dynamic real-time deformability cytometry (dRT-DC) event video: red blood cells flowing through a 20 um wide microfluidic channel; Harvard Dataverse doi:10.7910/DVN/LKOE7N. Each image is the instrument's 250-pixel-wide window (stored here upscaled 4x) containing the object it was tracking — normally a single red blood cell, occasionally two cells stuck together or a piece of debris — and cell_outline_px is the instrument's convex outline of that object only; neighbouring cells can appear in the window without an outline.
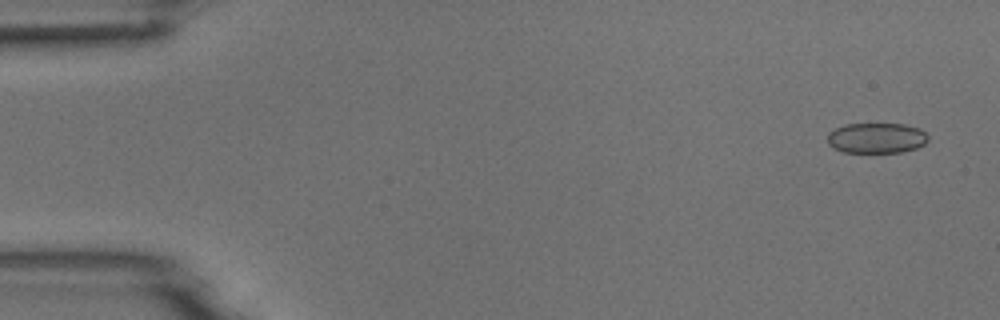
{"species": "common noctule bat (a hibernating species)", "species_latin": "Nyctalus noctula", "temperature_condition": "room temperature", "stored_images_in_passage": 52, "camera_frame_rate_fps": 3000, "um_per_image_px": 0.085, "animal": {"sex": "male", "body_mass_g": 18.8}, "frame": {"image": 1, "passage_image": 3, "time_ms": 0.667, "image_size_px": [1000, 320], "cell_outline_px": [[928, 140], [924, 144], [916, 148], [900, 152], [844, 152], [832, 148], [828, 144], [828, 132], [844, 124], [904, 124], [920, 128], [928, 136]], "centroid_in_image_um": [74.49, 11.73], "position_along_channel_um": 10.5, "area_um2": 17.86}}
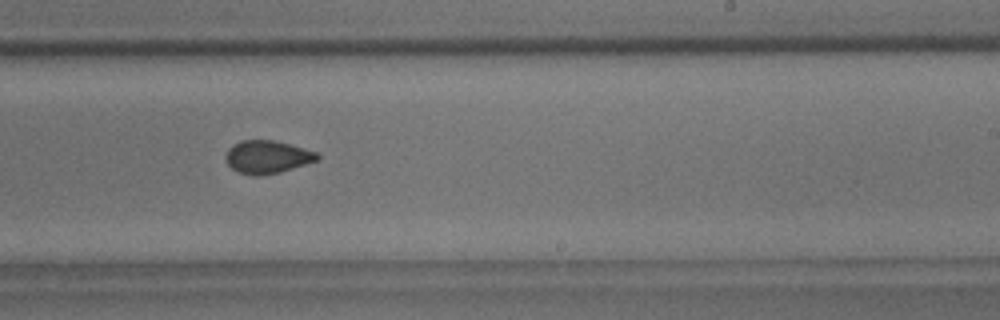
{"frame": {"image": 2, "passage_image": 32, "time_ms": 10.333, "image_size_px": [1000, 320], "cell_outline_px": [[320, 156], [316, 160], [280, 172], [260, 176], [252, 176], [240, 172], [232, 168], [228, 164], [224, 156], [228, 148], [232, 144], [240, 140], [272, 140], [288, 144], [316, 152]], "centroid_in_image_um": [22.65, 13.34], "position_along_channel_um": 266.3, "area_um2": 17.4}}
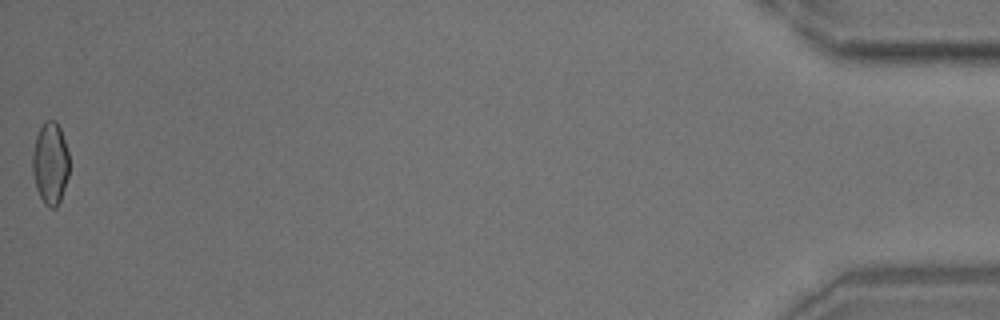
{"frame": {"image": 3, "passage_image": 52, "time_ms": 17.0, "image_size_px": [1000, 320], "cell_outline_px": [[68, 176], [60, 200], [56, 208], [48, 208], [44, 204], [36, 188], [32, 172], [32, 152], [36, 136], [44, 120], [56, 120], [60, 128], [68, 152]], "centroid_in_image_um": [4.26, 13.88], "position_along_channel_um": 430.9, "area_um2": 17.63}}